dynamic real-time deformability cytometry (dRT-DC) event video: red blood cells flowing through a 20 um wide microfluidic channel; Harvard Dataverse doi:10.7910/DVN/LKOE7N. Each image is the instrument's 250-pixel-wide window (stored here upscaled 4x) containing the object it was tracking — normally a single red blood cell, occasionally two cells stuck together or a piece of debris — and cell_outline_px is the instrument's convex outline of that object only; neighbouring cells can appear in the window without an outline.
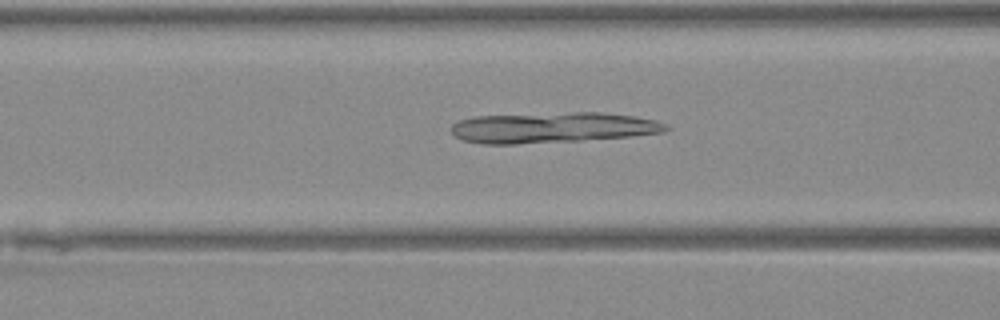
{"species": "Egyptian fruit bat (a non-hibernating species)", "species_latin": "Rousettus aegyptiacus", "temperature_condition": "warm", "stored_images_in_passage": 38, "camera_frame_rate_fps": 3000, "um_per_image_px": 0.085, "animal": {"sex": "female"}, "frame": {"image": 1, "passage_image": 10, "time_ms": 3.0, "image_size_px": [1000, 320], "cell_outline_px": [[668, 128], [664, 132], [628, 136], [580, 140], [516, 144], [480, 144], [464, 140], [456, 136], [448, 128], [452, 124], [460, 120], [476, 116], [572, 112], [604, 112], [636, 116], [656, 120], [664, 124]], "centroid_in_image_um": [46.93, 10.84], "position_along_channel_um": 119.7, "area_um2": 38.21}}
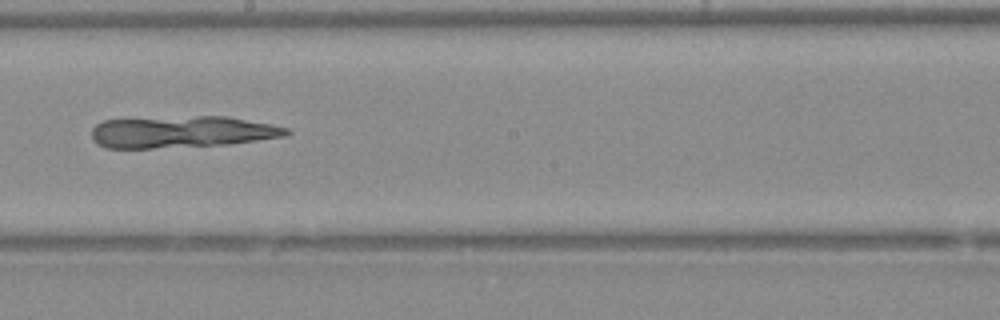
{"frame": {"image": 2, "passage_image": 18, "time_ms": 5.667, "image_size_px": [1000, 320], "cell_outline_px": [[292, 132], [284, 136], [228, 144], [152, 148], [108, 148], [100, 144], [92, 136], [92, 128], [96, 124], [104, 120], [196, 116], [228, 116], [272, 124], [288, 128]], "centroid_in_image_um": [15.5, 11.2], "position_along_channel_um": 232.7, "area_um2": 35.72}}
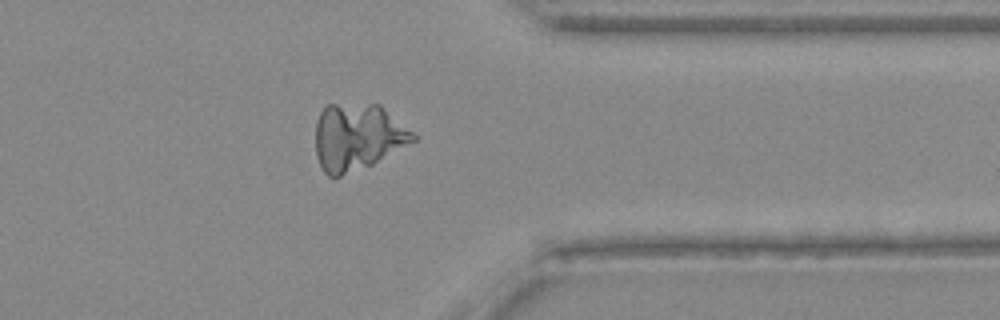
{"frame": {"image": 3, "passage_image": 29, "time_ms": 9.333, "image_size_px": [1000, 320], "cell_outline_px": [[416, 140], [372, 164], [340, 176], [328, 176], [324, 172], [316, 156], [316, 124], [320, 112], [328, 104], [380, 104], [412, 132], [416, 136]], "centroid_in_image_um": [30.37, 11.63], "position_along_channel_um": 381.0, "area_um2": 37.51}}